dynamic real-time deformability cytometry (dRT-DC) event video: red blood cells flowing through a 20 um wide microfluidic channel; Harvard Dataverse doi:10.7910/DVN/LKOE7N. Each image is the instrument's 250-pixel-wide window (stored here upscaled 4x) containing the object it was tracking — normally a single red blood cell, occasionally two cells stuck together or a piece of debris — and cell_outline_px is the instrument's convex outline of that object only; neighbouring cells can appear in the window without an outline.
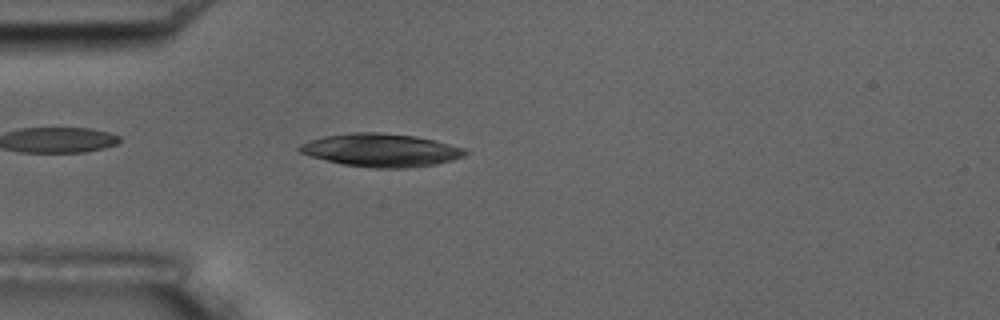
{"species": "common noctule bat (a hibernating species)", "species_latin": "Nyctalus noctula", "temperature_condition": "room temperature", "stored_images_in_passage": 6, "camera_frame_rate_fps": 3000, "um_per_image_px": 0.085, "animal": {"sex": "male", "body_mass_g": 17.5, "forearm_length_mm": 52.3}, "frame": {"image": 1, "passage_image": 6, "time_ms": 5.667, "image_size_px": [1000, 320], "cell_outline_px": [[468, 152], [464, 156], [452, 160], [436, 164], [408, 168], [376, 168], [344, 164], [312, 156], [300, 152], [296, 148], [300, 144], [324, 136], [352, 132], [380, 132], [416, 136], [464, 148]], "centroid_in_image_um": [32.4, 12.76], "position_along_channel_um": 52.6, "area_um2": 31.62}}